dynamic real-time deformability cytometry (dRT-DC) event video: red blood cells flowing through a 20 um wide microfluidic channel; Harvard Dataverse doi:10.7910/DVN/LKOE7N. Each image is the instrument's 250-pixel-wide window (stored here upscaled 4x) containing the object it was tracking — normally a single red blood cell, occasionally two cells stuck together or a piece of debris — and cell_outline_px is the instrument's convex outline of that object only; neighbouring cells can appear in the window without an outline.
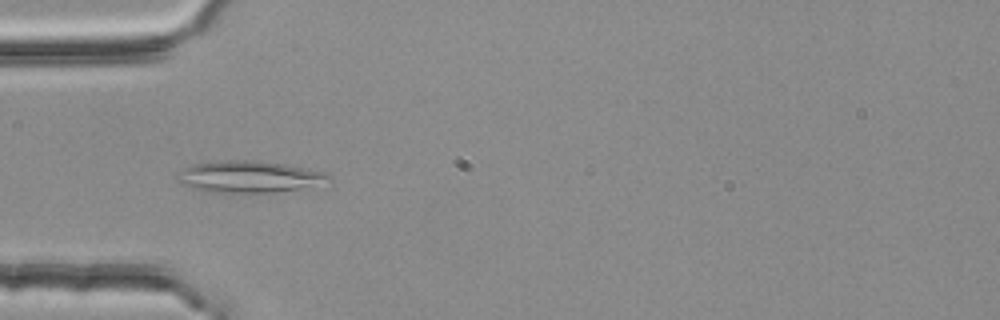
{"species": "common noctule bat (a hibernating species)", "species_latin": "Nyctalus noctula", "temperature_condition": "room temperature", "stored_images_in_passage": 4, "camera_frame_rate_fps": 3000, "um_per_image_px": 0.085, "animal": {"sex": "female", "body_mass_g": 25.1}, "frame": {"image": 1, "passage_image": 3, "time_ms": 0.667, "image_size_px": [1000, 320], "cell_outline_px": [[332, 180], [296, 188], [272, 192], [200, 192], [180, 184], [176, 180], [176, 176], [184, 168], [196, 164], [216, 160], [256, 160], [288, 164], [324, 172], [332, 176]], "centroid_in_image_um": [21.08, 15.01], "position_along_channel_um": 63.9, "area_um2": 27.92}}